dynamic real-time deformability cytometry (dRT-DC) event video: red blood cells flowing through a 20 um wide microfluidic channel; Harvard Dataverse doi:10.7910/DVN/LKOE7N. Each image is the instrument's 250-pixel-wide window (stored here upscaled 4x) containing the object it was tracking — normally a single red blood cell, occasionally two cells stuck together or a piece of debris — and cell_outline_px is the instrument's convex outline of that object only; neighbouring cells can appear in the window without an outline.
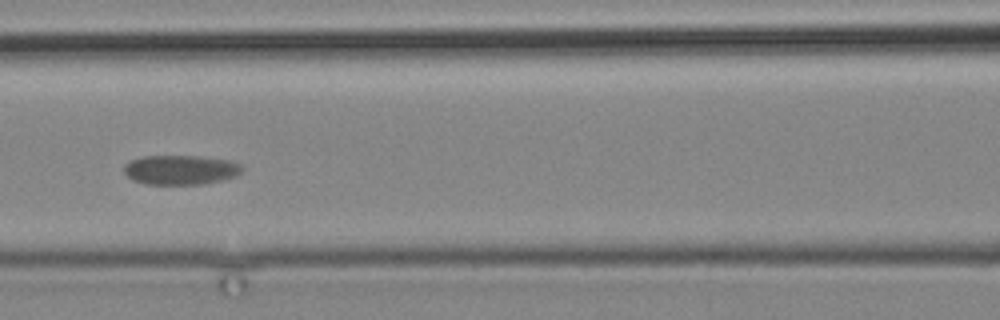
{"species": "common noctule bat (a hibernating species)", "species_latin": "Nyctalus noctula", "temperature_condition": "cold", "stored_images_in_passage": 7, "camera_frame_rate_fps": 3000, "um_per_image_px": 0.085, "animal": {"sex": "male", "body_mass_g": 19.2, "forearm_length_mm": 51.8}, "frame": {"image": 1, "passage_image": 3, "time_ms": 2.333, "image_size_px": [1000, 320], "cell_outline_px": [[244, 168], [236, 176], [220, 180], [200, 184], [148, 184], [132, 180], [124, 172], [124, 164], [128, 160], [144, 156], [200, 156], [228, 160], [240, 164]], "centroid_in_image_um": [15.32, 14.43], "position_along_channel_um": 151.3, "area_um2": 20.29}}
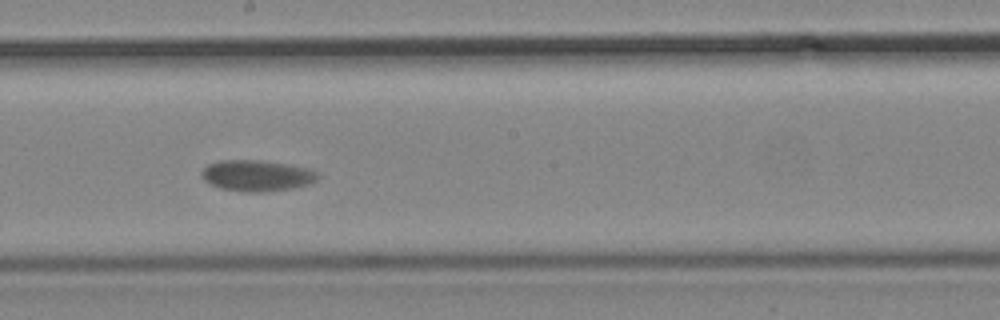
{"frame": {"image": 2, "passage_image": 5, "time_ms": 4.667, "image_size_px": [1000, 320], "cell_outline_px": [[320, 176], [312, 184], [292, 188], [260, 192], [252, 192], [220, 188], [204, 180], [200, 172], [208, 164], [220, 160], [260, 160], [288, 164], [308, 168], [316, 172]], "centroid_in_image_um": [21.85, 14.92], "position_along_channel_um": 226.3, "area_um2": 20.98}}
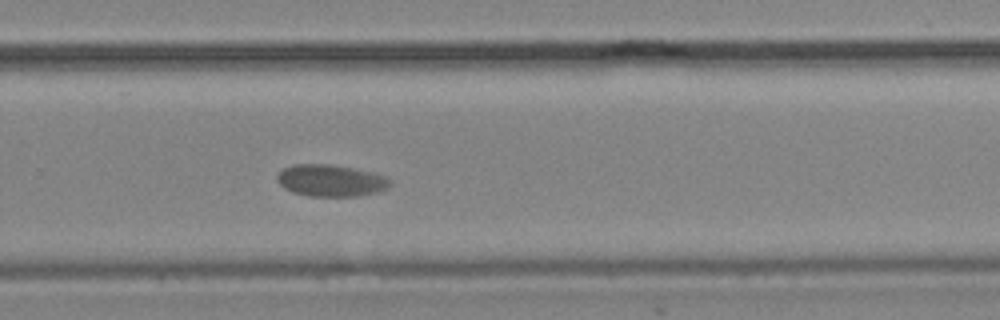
{"frame": {"image": 3, "passage_image": 7, "time_ms": 7.0, "image_size_px": [1000, 320], "cell_outline_px": [[392, 184], [388, 188], [376, 192], [360, 196], [308, 196], [292, 192], [284, 188], [276, 180], [276, 176], [284, 168], [292, 164], [332, 164], [372, 172], [384, 176]], "centroid_in_image_um": [28.09, 15.35], "position_along_channel_um": 301.7, "area_um2": 20.98}}